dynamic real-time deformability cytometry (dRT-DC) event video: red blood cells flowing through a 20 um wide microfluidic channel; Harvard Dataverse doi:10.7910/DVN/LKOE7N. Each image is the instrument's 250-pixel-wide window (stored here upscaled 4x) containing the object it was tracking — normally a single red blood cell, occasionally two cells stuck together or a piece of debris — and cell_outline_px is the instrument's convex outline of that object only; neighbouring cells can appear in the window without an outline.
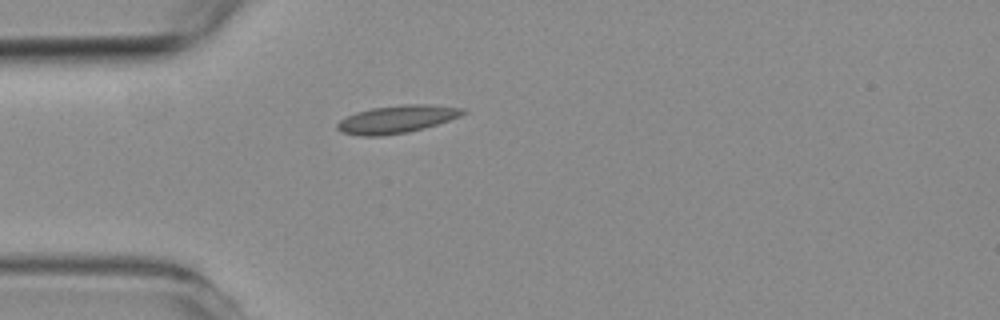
{"species": "common noctule bat (a hibernating species)", "species_latin": "Nyctalus noctula", "temperature_condition": "room temperature", "stored_images_in_passage": 1, "camera_frame_rate_fps": 3000, "um_per_image_px": 0.085, "animal": {"sex": "female", "body_mass_g": 19.3, "forearm_length_mm": 54.1}, "frame": {"image": 1, "passage_image": 1, "time_ms": 0.0, "image_size_px": [1000, 320], "cell_outline_px": [[468, 112], [460, 116], [424, 128], [408, 132], [380, 136], [360, 136], [344, 132], [336, 128], [336, 124], [340, 120], [356, 112], [372, 108], [404, 104], [432, 104], [464, 108]], "centroid_in_image_um": [33.76, 10.12], "position_along_channel_um": 51.2, "area_um2": 20.23}}